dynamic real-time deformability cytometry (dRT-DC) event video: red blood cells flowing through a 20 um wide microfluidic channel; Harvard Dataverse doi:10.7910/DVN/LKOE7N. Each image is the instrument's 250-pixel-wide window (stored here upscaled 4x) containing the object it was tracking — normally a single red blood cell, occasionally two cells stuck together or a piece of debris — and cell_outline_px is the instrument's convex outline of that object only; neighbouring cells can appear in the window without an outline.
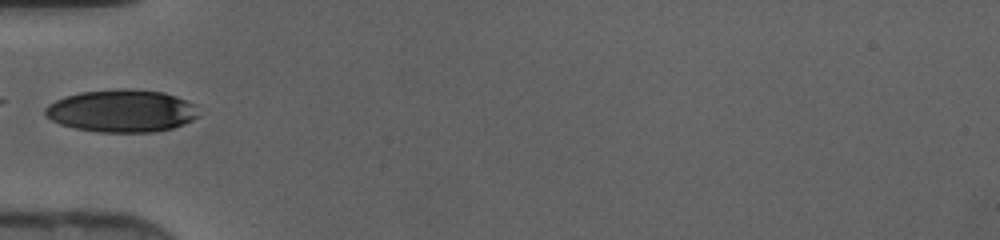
{"species": "human", "species_latin": "Homo sapiens", "temperature_condition": "cold", "stored_images_in_passage": 30, "camera_frame_rate_fps": 3000, "um_per_image_px": 0.085, "donor": {"sex": "female"}, "frame": {"image": 1, "passage_image": 1, "time_ms": 0.0, "image_size_px": [1000, 240], "cell_outline_px": [[200, 116], [184, 124], [172, 128], [152, 132], [96, 132], [76, 128], [60, 124], [44, 116], [44, 108], [48, 104], [56, 100], [80, 92], [116, 88], [128, 88], [164, 92], [188, 100], [196, 104]], "centroid_in_image_um": [10.37, 9.42], "position_along_channel_um": 74.6, "area_um2": 38.44}}
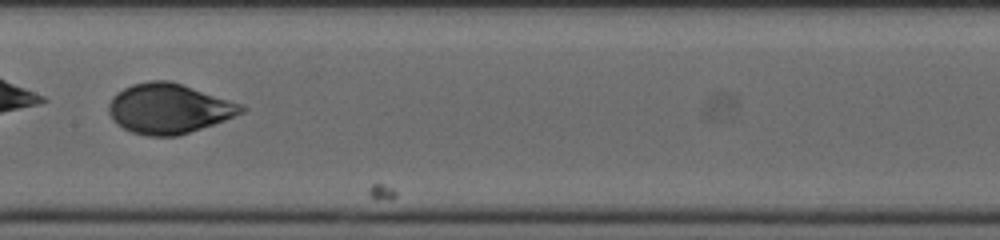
{"frame": {"image": 2, "passage_image": 9, "time_ms": 2.667, "image_size_px": [1000, 240], "cell_outline_px": [[248, 108], [244, 112], [224, 120], [176, 136], [148, 136], [132, 132], [116, 124], [112, 120], [108, 112], [108, 104], [112, 96], [116, 92], [132, 84], [148, 80], [168, 80], [240, 104]], "centroid_in_image_um": [14.28, 9.23], "position_along_channel_um": 193.1, "area_um2": 38.21}}